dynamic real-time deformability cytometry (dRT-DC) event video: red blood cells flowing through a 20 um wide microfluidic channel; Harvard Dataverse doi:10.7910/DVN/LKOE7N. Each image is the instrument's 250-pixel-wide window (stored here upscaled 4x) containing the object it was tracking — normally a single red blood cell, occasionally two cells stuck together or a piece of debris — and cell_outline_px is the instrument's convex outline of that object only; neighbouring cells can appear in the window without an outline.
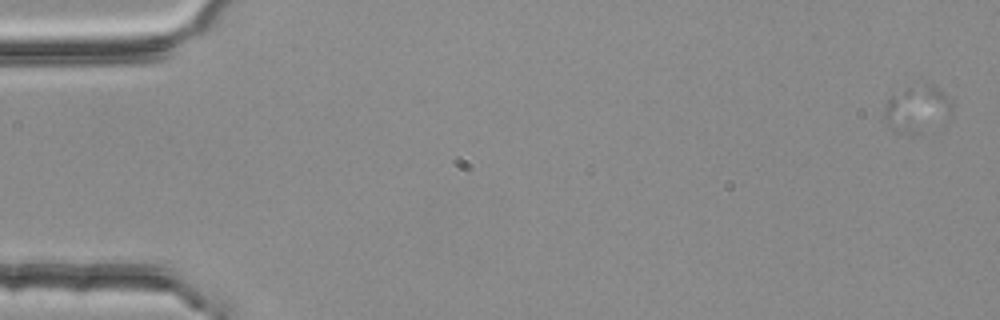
{"species": "common noctule bat (a hibernating species)", "species_latin": "Nyctalus noctula", "temperature_condition": "room temperature", "stored_images_in_passage": 5, "camera_frame_rate_fps": 3000, "um_per_image_px": 0.085, "animal": {"sex": "female", "body_mass_g": 25.1}, "frame": {"image": 1, "passage_image": 1, "time_ms": 0.0, "image_size_px": [1000, 320], "cell_outline_px": [[952, 108], [916, 132], [908, 132], [892, 128], [884, 120], [884, 104], [892, 96], [904, 88], [928, 84], [932, 84], [940, 88], [952, 100]], "centroid_in_image_um": [77.87, 9.13], "position_along_channel_um": 7.1, "area_um2": 16.82}}
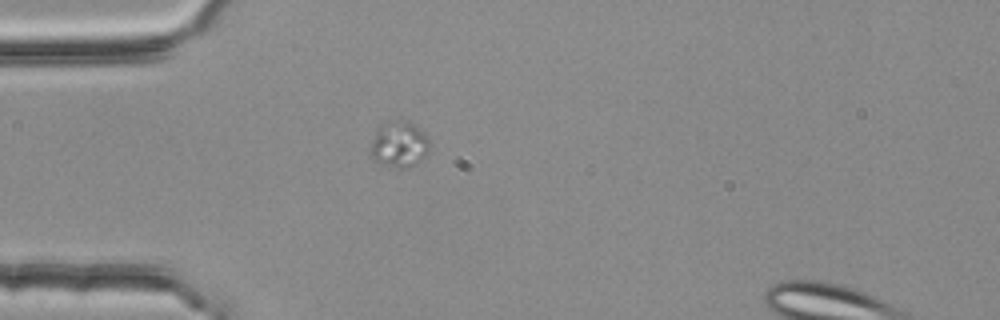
{"frame": {"image": 2, "passage_image": 4, "time_ms": 1.0, "image_size_px": [1000, 320], "cell_outline_px": [[432, 144], [428, 152], [416, 164], [404, 168], [396, 168], [372, 160], [368, 152], [368, 148], [376, 128], [380, 124], [388, 120], [408, 120], [424, 132], [428, 136]], "centroid_in_image_um": [33.89, 12.24], "position_along_channel_um": 51.1, "area_um2": 16.53}}